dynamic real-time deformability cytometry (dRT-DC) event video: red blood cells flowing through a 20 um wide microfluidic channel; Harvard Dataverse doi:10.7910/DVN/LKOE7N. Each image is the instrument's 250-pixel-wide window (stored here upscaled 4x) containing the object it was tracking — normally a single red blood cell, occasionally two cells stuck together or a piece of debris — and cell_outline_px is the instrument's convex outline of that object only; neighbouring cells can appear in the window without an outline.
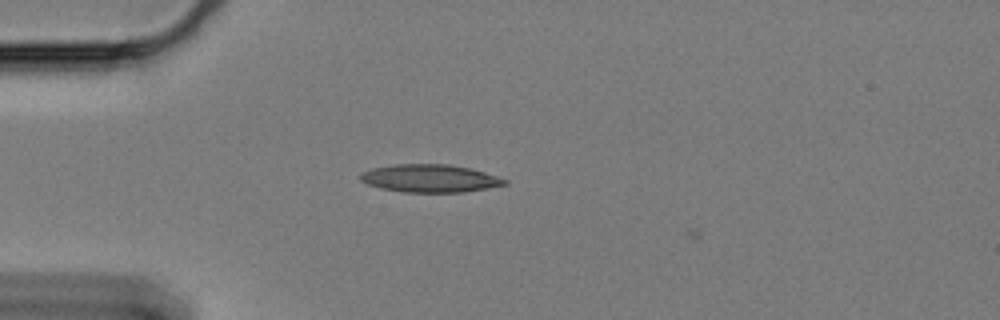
{"species": "Egyptian fruit bat (a non-hibernating species)", "species_latin": "Rousettus aegyptiacus", "temperature_condition": "cold", "stored_images_in_passage": 4, "camera_frame_rate_fps": 3000, "um_per_image_px": 0.085, "animal": {"sex": "female"}, "frame": {"image": 1, "passage_image": 2, "time_ms": 0.333, "image_size_px": [1000, 320], "cell_outline_px": [[508, 184], [464, 192], [400, 192], [380, 188], [368, 184], [360, 180], [360, 176], [364, 172], [372, 168], [396, 164], [448, 164], [472, 168], [508, 180]], "centroid_in_image_um": [36.55, 15.16], "position_along_channel_um": 48.4, "area_um2": 23.35}}